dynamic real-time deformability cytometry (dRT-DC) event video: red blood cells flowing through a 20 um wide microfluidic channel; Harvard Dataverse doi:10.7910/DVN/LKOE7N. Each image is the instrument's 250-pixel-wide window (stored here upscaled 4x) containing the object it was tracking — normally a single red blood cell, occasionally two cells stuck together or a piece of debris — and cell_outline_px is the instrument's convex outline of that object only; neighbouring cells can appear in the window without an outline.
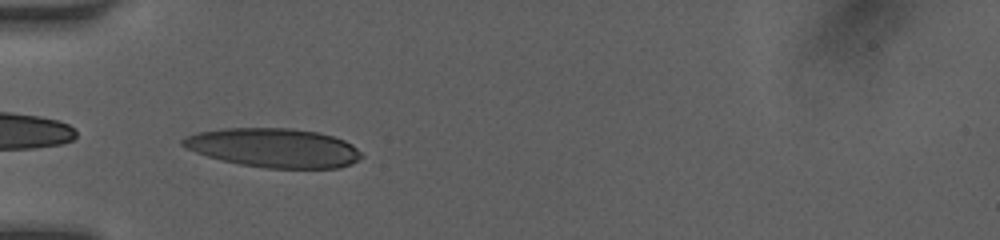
{"species": "human", "species_latin": "Homo sapiens", "temperature_condition": "room temperature", "stored_images_in_passage": 29, "camera_frame_rate_fps": 3000, "um_per_image_px": 0.085, "donor": {"sex": "female"}, "frame": {"image": 1, "passage_image": 2, "time_ms": 0.333, "image_size_px": [1000, 240], "cell_outline_px": [[364, 156], [340, 168], [264, 168], [240, 164], [208, 156], [196, 152], [180, 144], [180, 140], [196, 132], [224, 128], [292, 128], [320, 132], [344, 140], [352, 144]], "centroid_in_image_um": [23.27, 12.55], "position_along_channel_um": 61.7, "area_um2": 40.58}}
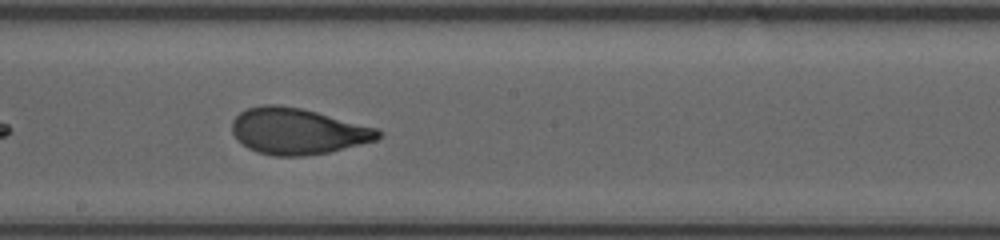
{"frame": {"image": 2, "passage_image": 14, "time_ms": 4.333, "image_size_px": [1000, 240], "cell_outline_px": [[384, 132], [376, 140], [328, 152], [300, 156], [272, 156], [256, 152], [248, 148], [236, 140], [232, 132], [232, 120], [240, 112], [248, 108], [264, 104], [280, 104], [300, 108], [316, 112], [376, 128]], "centroid_in_image_um": [25.24, 11.15], "position_along_channel_um": 223.0, "area_um2": 39.19}}
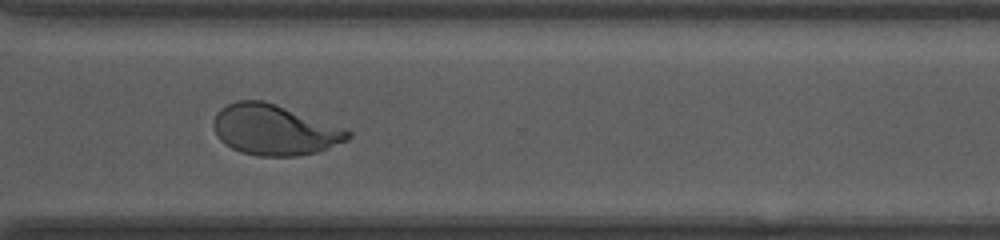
{"frame": {"image": 3, "passage_image": 23, "time_ms": 7.333, "image_size_px": [1000, 240], "cell_outline_px": [[352, 136], [348, 140], [316, 152], [296, 156], [260, 156], [240, 152], [224, 144], [216, 136], [212, 124], [216, 112], [220, 108], [236, 100], [264, 100], [348, 128], [352, 132]], "centroid_in_image_um": [23.33, 11.03], "position_along_channel_um": 347.3, "area_um2": 40.0}, "authors_computed_cell_mechanics": {"area_um2": 39.5352, "velocity_mm_per_s": 4.1685, "shape_relaxation_time_tau1_ms": 3.9102, "shape_relaxation_time_tau2_ms": 0.8356, "deformation_change_tau1": 0.1903, "deformation_change_tau2": 0.0712}}